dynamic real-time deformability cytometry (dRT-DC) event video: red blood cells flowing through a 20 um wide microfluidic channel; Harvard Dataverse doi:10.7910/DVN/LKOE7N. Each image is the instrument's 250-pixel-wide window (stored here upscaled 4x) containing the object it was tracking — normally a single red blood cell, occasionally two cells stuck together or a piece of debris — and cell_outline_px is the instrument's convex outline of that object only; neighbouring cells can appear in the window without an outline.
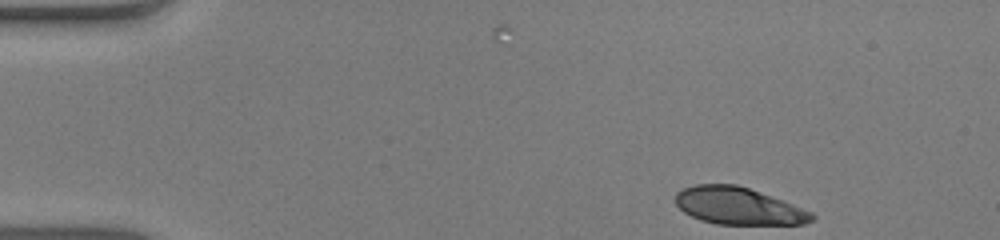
{"species": "human", "species_latin": "Homo sapiens", "temperature_condition": "warm", "stored_images_in_passage": 47, "camera_frame_rate_fps": 3000, "um_per_image_px": 0.085, "donor": {"sex": "male"}, "frame": {"image": 1, "passage_image": 1, "time_ms": 0.0, "image_size_px": [1000, 240], "cell_outline_px": [[816, 216], [812, 220], [804, 224], [716, 224], [700, 220], [684, 212], [676, 204], [676, 192], [684, 188], [696, 184], [736, 184], [772, 196], [812, 212]], "centroid_in_image_um": [62.75, 17.51], "position_along_channel_um": 22.2, "area_um2": 29.36}}
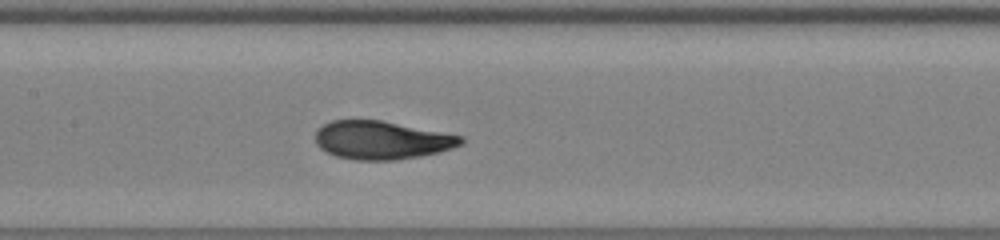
{"frame": {"image": 2, "passage_image": 20, "time_ms": 6.333, "image_size_px": [1000, 240], "cell_outline_px": [[464, 144], [452, 148], [420, 156], [396, 160], [356, 160], [336, 156], [320, 148], [316, 144], [316, 128], [332, 120], [380, 120], [464, 136]], "centroid_in_image_um": [32.44, 11.91], "position_along_channel_um": 175.0, "area_um2": 32.43}}
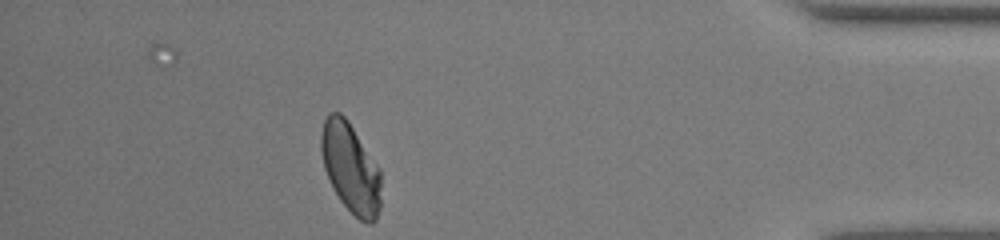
{"frame": {"image": 3, "passage_image": 41, "time_ms": 13.333, "image_size_px": [1000, 240], "cell_outline_px": [[380, 208], [376, 220], [372, 224], [368, 224], [360, 220], [340, 200], [324, 168], [320, 152], [320, 136], [324, 120], [328, 112], [340, 112], [348, 120], [380, 168]], "centroid_in_image_um": [29.8, 14.25], "position_along_channel_um": 405.4, "area_um2": 31.39}, "authors_computed_cell_mechanics": {"area_um2": 32.079, "velocity_mm_per_s": 3.9469, "shape_relaxation_time_tau1_ms": 3.6596, "shape_relaxation_time_tau2_ms": null, "deformation_change_tau1": 0.1706, "deformation_change_tau2": null}}